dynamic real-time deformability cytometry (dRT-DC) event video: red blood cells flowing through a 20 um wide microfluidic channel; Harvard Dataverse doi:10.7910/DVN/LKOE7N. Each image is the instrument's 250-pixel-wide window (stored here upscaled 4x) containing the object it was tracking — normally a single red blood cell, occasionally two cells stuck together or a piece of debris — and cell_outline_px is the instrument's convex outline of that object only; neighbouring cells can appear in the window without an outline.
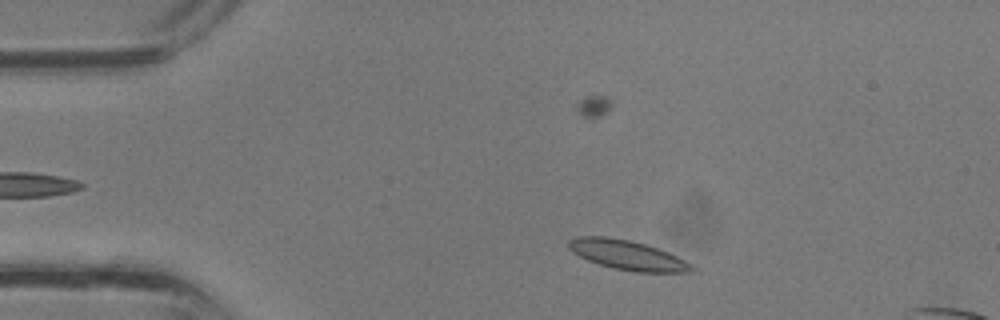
{"species": "common noctule bat (a hibernating species)", "species_latin": "Nyctalus noctula", "temperature_condition": "room temperature", "stored_images_in_passage": 8, "camera_frame_rate_fps": 3000, "um_per_image_px": 0.085, "animal": {"sex": "male", "body_mass_g": 13.3}, "frame": {"image": 1, "passage_image": 3, "time_ms": 0.667, "image_size_px": [1000, 320], "cell_outline_px": [[700, 272], [636, 272], [612, 268], [588, 260], [572, 252], [568, 248], [568, 240], [576, 236], [604, 236], [628, 240], [644, 244], [668, 252], [692, 264]], "centroid_in_image_um": [53.34, 21.69], "position_along_channel_um": 31.7, "area_um2": 21.21}}